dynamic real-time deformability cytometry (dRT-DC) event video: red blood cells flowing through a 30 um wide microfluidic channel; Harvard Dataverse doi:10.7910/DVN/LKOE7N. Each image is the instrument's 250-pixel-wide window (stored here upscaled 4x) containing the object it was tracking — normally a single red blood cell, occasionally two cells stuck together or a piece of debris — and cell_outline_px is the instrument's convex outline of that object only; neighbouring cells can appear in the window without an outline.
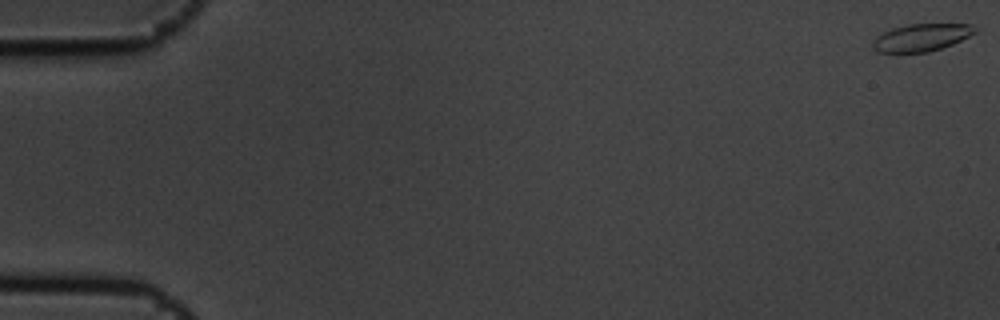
{"species": "common noctule bat (a hibernating species)", "species_latin": "Nyctalus noctula", "temperature_condition": "cold", "stored_images_in_passage": 7, "camera_frame_rate_fps": 3000, "um_per_image_px": 0.085, "animal": {"sex": "male", "body_mass_g": 19.5, "forearm_length_mm": 54.6}, "frame": {"image": 1, "passage_image": 1, "time_ms": 0.0, "image_size_px": [1000, 320], "cell_outline_px": [[980, 28], [976, 32], [952, 44], [928, 52], [876, 52], [872, 48], [872, 40], [884, 32], [892, 28], [908, 24], [972, 24]], "centroid_in_image_um": [78.32, 3.18], "position_along_channel_um": 6.7, "area_um2": 16.3}}
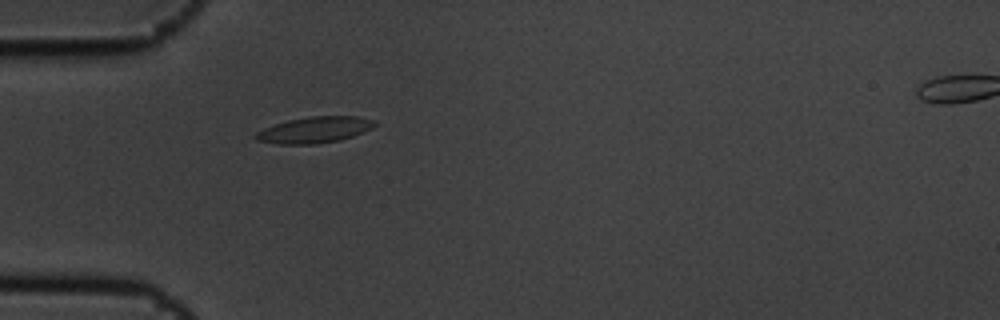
{"frame": {"image": 2, "passage_image": 6, "time_ms": 1.667, "image_size_px": [1000, 320], "cell_outline_px": [[376, 124], [372, 128], [352, 136], [340, 140], [316, 144], [280, 144], [256, 140], [252, 136], [256, 132], [264, 128], [288, 120], [312, 116], [360, 116], [376, 120]], "centroid_in_image_um": [26.75, 11.03], "position_along_channel_um": 58.3, "area_um2": 18.15}}